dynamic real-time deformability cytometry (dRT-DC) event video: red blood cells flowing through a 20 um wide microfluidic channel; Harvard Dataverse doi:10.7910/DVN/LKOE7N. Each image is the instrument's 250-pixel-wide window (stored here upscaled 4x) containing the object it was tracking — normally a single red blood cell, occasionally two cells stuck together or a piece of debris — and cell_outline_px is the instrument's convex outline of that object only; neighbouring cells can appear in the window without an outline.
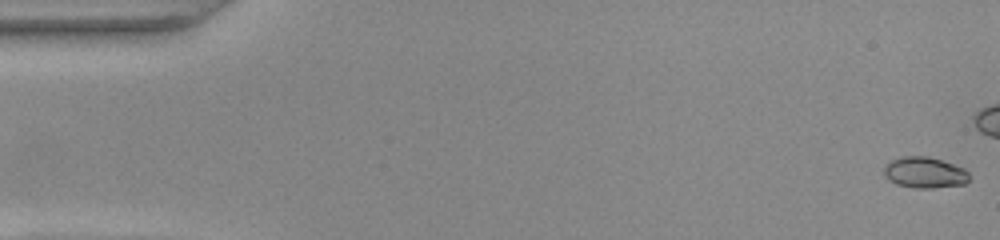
{"species": "common noctule bat (a hibernating species)", "species_latin": "Nyctalus noctula", "temperature_condition": "warm", "stored_images_in_passage": 42, "camera_frame_rate_fps": 3000, "um_per_image_px": 0.085, "animal": {"sex": "female", "body_mass_g": 22.0, "forearm_length_mm": 56.7}, "frame": {"image": 1, "passage_image": 1, "time_ms": 0.0, "image_size_px": [1000, 240], "cell_outline_px": [[968, 180], [964, 184], [932, 188], [912, 188], [896, 184], [888, 180], [884, 176], [884, 168], [892, 160], [904, 156], [928, 156], [964, 168], [968, 172]], "centroid_in_image_um": [78.58, 14.68], "position_along_channel_um": 6.4, "area_um2": 15.32}}
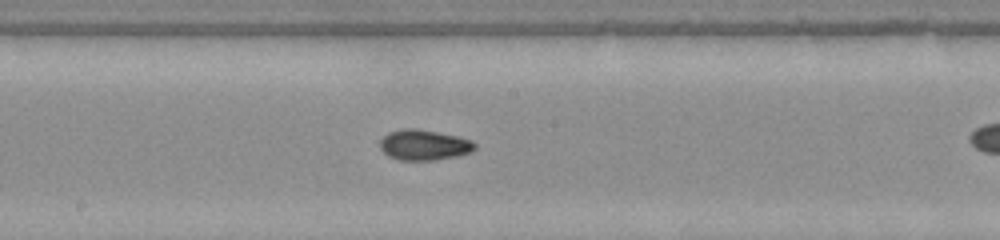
{"frame": {"image": 2, "passage_image": 28, "time_ms": 9.0, "image_size_px": [1000, 240], "cell_outline_px": [[476, 148], [472, 152], [456, 156], [432, 160], [396, 160], [388, 156], [380, 148], [380, 140], [388, 132], [404, 128], [416, 128], [456, 136], [472, 140], [476, 144]], "centroid_in_image_um": [36.03, 12.32], "position_along_channel_um": 212.2, "area_um2": 16.88}}
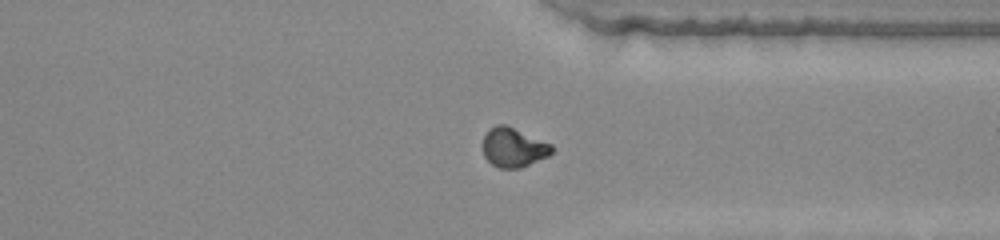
{"frame": {"image": 3, "passage_image": 40, "time_ms": 13.0, "image_size_px": [1000, 240], "cell_outline_px": [[552, 152], [548, 156], [520, 168], [500, 168], [492, 164], [484, 156], [484, 136], [488, 128], [496, 124], [504, 124], [552, 144]], "centroid_in_image_um": [43.63, 12.53], "position_along_channel_um": 367.8, "area_um2": 15.61}}